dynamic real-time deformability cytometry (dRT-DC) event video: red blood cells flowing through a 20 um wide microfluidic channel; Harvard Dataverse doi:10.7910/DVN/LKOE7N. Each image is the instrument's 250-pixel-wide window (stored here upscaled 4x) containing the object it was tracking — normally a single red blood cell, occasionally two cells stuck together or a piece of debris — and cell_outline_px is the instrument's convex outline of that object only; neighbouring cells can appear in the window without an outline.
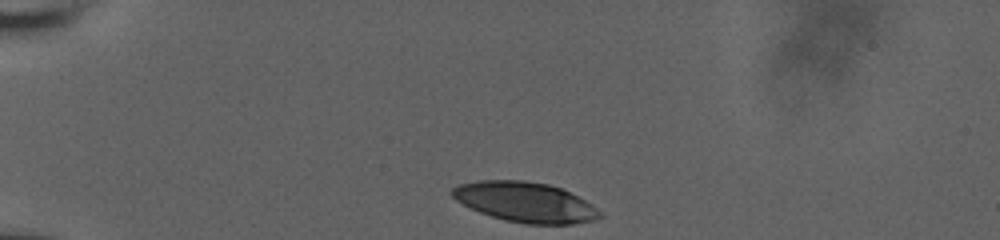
{"species": "human", "species_latin": "Homo sapiens", "temperature_condition": "room temperature", "stored_images_in_passage": 34, "camera_frame_rate_fps": 3000, "um_per_image_px": 0.085, "donor": {"sex": "male"}, "frame": {"image": 1, "passage_image": 1, "time_ms": 0.0, "image_size_px": [1000, 240], "cell_outline_px": [[604, 216], [596, 220], [572, 224], [524, 224], [504, 220], [480, 212], [456, 200], [448, 192], [452, 188], [460, 184], [480, 180], [524, 180], [548, 184], [560, 188], [592, 204]], "centroid_in_image_um": [44.64, 17.18], "position_along_channel_um": 40.4, "area_um2": 34.39}}
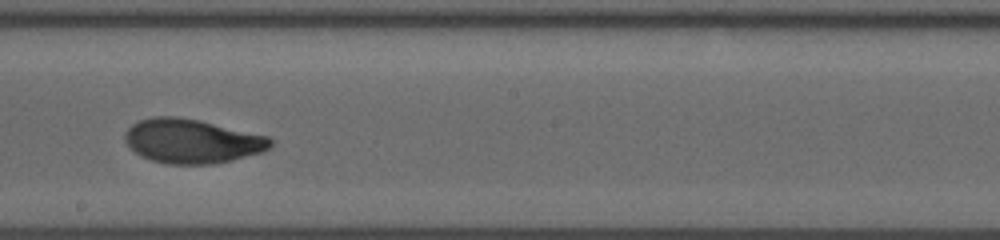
{"frame": {"image": 2, "passage_image": 20, "time_ms": 6.333, "image_size_px": [1000, 240], "cell_outline_px": [[272, 144], [264, 152], [232, 160], [212, 164], [168, 164], [152, 160], [140, 156], [128, 148], [124, 140], [124, 132], [132, 124], [140, 120], [152, 116], [176, 116], [200, 120], [268, 136], [272, 140]], "centroid_in_image_um": [16.28, 11.99], "position_along_channel_um": 231.9, "area_um2": 37.8}}
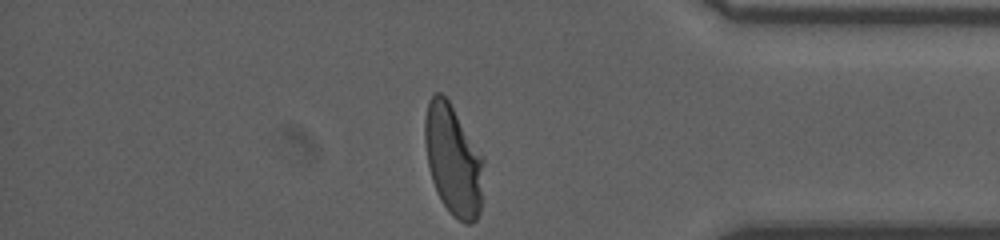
{"frame": {"image": 3, "passage_image": 34, "time_ms": 11.0, "image_size_px": [1000, 240], "cell_outline_px": [[484, 160], [480, 212], [476, 220], [472, 224], [464, 224], [452, 216], [440, 200], [436, 192], [428, 168], [424, 140], [424, 120], [428, 100], [436, 92], [440, 92], [448, 100]], "centroid_in_image_um": [38.49, 13.66], "position_along_channel_um": 396.7, "area_um2": 37.86}, "authors_computed_cell_mechanics": {"area_um2": 37.1076, "velocity_mm_per_s": 3.9295, "shape_relaxation_time_tau1_ms": 4.7105, "shape_relaxation_time_tau2_ms": 1.0376, "deformation_change_tau1": 0.2056, "deformation_change_tau2": 0.0562}}